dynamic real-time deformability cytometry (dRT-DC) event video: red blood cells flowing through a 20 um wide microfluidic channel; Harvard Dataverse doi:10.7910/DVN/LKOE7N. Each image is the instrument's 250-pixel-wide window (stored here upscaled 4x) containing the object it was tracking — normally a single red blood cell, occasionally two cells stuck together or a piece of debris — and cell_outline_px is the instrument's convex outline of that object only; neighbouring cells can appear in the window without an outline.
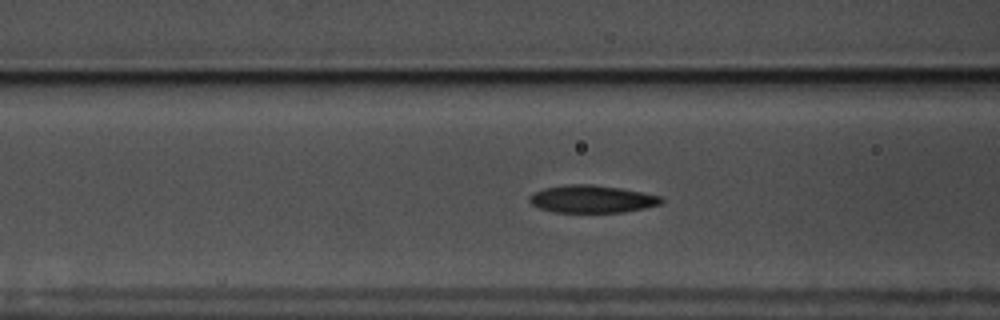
{"species": "common noctule bat (a hibernating species)", "species_latin": "Nyctalus noctula", "temperature_condition": "warm", "stored_images_in_passage": 52, "camera_frame_rate_fps": 3000, "um_per_image_px": 0.085, "animal": {"sex": "male", "body_mass_g": 17.5, "forearm_length_mm": 52.3}, "frame": {"image": 1, "passage_image": 23, "time_ms": 7.333, "image_size_px": [1000, 320], "cell_outline_px": [[664, 200], [660, 204], [644, 208], [624, 212], [552, 212], [540, 208], [532, 204], [528, 200], [528, 196], [532, 192], [544, 188], [564, 184], [592, 184], [620, 188], [660, 196]], "centroid_in_image_um": [50.26, 16.91], "position_along_channel_um": 116.3, "area_um2": 21.21}}
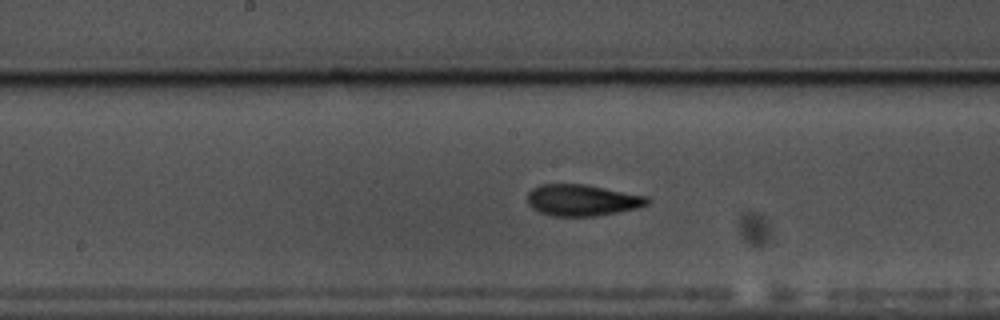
{"frame": {"image": 2, "passage_image": 30, "time_ms": 9.667, "image_size_px": [1000, 320], "cell_outline_px": [[652, 200], [648, 204], [636, 208], [596, 216], [552, 216], [540, 212], [532, 208], [528, 204], [528, 192], [532, 188], [540, 184], [584, 184], [648, 196]], "centroid_in_image_um": [49.48, 17.01], "position_along_channel_um": 198.7, "area_um2": 21.96}}
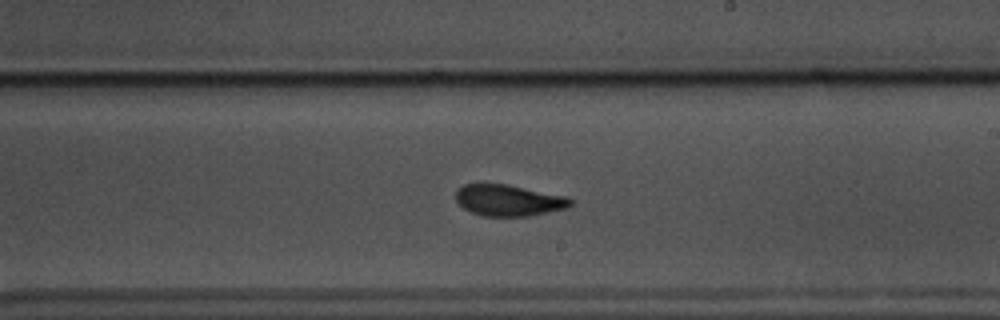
{"frame": {"image": 3, "passage_image": 34, "time_ms": 11.0, "image_size_px": [1000, 320], "cell_outline_px": [[572, 204], [568, 208], [528, 216], [484, 216], [472, 212], [464, 208], [456, 200], [456, 192], [464, 184], [504, 184], [568, 196], [572, 200]], "centroid_in_image_um": [43.27, 17.03], "position_along_channel_um": 245.7, "area_um2": 20.75}, "authors_computed_cell_mechanics": {"area_um2": 20.7213, "velocity_mm_per_s": 3.5536, "shape_relaxation_time_tau1_ms": 3.0297, "shape_relaxation_time_tau2_ms": 1.519, "deformation_change_tau1": 0.1454, "deformation_change_tau2": 0.0909}}